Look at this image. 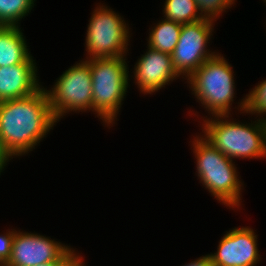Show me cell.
Wrapping results in <instances>:
<instances>
[{"mask_svg": "<svg viewBox=\"0 0 266 266\" xmlns=\"http://www.w3.org/2000/svg\"><path fill=\"white\" fill-rule=\"evenodd\" d=\"M56 123L43 86L29 96L0 102V140L12 159L33 151Z\"/></svg>", "mask_w": 266, "mask_h": 266, "instance_id": "cell-1", "label": "cell"}, {"mask_svg": "<svg viewBox=\"0 0 266 266\" xmlns=\"http://www.w3.org/2000/svg\"><path fill=\"white\" fill-rule=\"evenodd\" d=\"M230 117L202 116V136L229 159L266 158V119L243 124Z\"/></svg>", "mask_w": 266, "mask_h": 266, "instance_id": "cell-2", "label": "cell"}, {"mask_svg": "<svg viewBox=\"0 0 266 266\" xmlns=\"http://www.w3.org/2000/svg\"><path fill=\"white\" fill-rule=\"evenodd\" d=\"M192 140L200 183L219 203L232 210L236 207L239 209L244 182L238 177L235 162L222 154L202 134L196 135Z\"/></svg>", "mask_w": 266, "mask_h": 266, "instance_id": "cell-3", "label": "cell"}, {"mask_svg": "<svg viewBox=\"0 0 266 266\" xmlns=\"http://www.w3.org/2000/svg\"><path fill=\"white\" fill-rule=\"evenodd\" d=\"M86 60L92 77L93 113L109 128L117 121L129 87L126 56Z\"/></svg>", "mask_w": 266, "mask_h": 266, "instance_id": "cell-4", "label": "cell"}, {"mask_svg": "<svg viewBox=\"0 0 266 266\" xmlns=\"http://www.w3.org/2000/svg\"><path fill=\"white\" fill-rule=\"evenodd\" d=\"M232 65L217 53L207 59L186 81L191 93L211 116L231 115L236 95ZM231 111V112H230Z\"/></svg>", "mask_w": 266, "mask_h": 266, "instance_id": "cell-5", "label": "cell"}, {"mask_svg": "<svg viewBox=\"0 0 266 266\" xmlns=\"http://www.w3.org/2000/svg\"><path fill=\"white\" fill-rule=\"evenodd\" d=\"M91 15L85 38L86 59L126 56L131 34L123 16L103 4L96 5Z\"/></svg>", "mask_w": 266, "mask_h": 266, "instance_id": "cell-6", "label": "cell"}, {"mask_svg": "<svg viewBox=\"0 0 266 266\" xmlns=\"http://www.w3.org/2000/svg\"><path fill=\"white\" fill-rule=\"evenodd\" d=\"M57 122L69 112H93L92 77L86 59L65 70L51 89H45Z\"/></svg>", "mask_w": 266, "mask_h": 266, "instance_id": "cell-7", "label": "cell"}, {"mask_svg": "<svg viewBox=\"0 0 266 266\" xmlns=\"http://www.w3.org/2000/svg\"><path fill=\"white\" fill-rule=\"evenodd\" d=\"M82 260L83 257L70 245L38 233L14 229L11 254L3 266H36L55 261Z\"/></svg>", "mask_w": 266, "mask_h": 266, "instance_id": "cell-8", "label": "cell"}, {"mask_svg": "<svg viewBox=\"0 0 266 266\" xmlns=\"http://www.w3.org/2000/svg\"><path fill=\"white\" fill-rule=\"evenodd\" d=\"M215 21L202 19L182 25L180 37L172 56L177 74L187 80L207 59L218 52L207 49L213 36Z\"/></svg>", "mask_w": 266, "mask_h": 266, "instance_id": "cell-9", "label": "cell"}, {"mask_svg": "<svg viewBox=\"0 0 266 266\" xmlns=\"http://www.w3.org/2000/svg\"><path fill=\"white\" fill-rule=\"evenodd\" d=\"M216 253H211L213 266H255L261 261L257 237L250 227H235L226 231Z\"/></svg>", "mask_w": 266, "mask_h": 266, "instance_id": "cell-10", "label": "cell"}, {"mask_svg": "<svg viewBox=\"0 0 266 266\" xmlns=\"http://www.w3.org/2000/svg\"><path fill=\"white\" fill-rule=\"evenodd\" d=\"M147 48L138 58L132 77L138 90L144 95L156 93L174 79L180 78L172 65L171 54Z\"/></svg>", "mask_w": 266, "mask_h": 266, "instance_id": "cell-11", "label": "cell"}, {"mask_svg": "<svg viewBox=\"0 0 266 266\" xmlns=\"http://www.w3.org/2000/svg\"><path fill=\"white\" fill-rule=\"evenodd\" d=\"M36 62L0 67V102L29 96L42 86Z\"/></svg>", "mask_w": 266, "mask_h": 266, "instance_id": "cell-12", "label": "cell"}, {"mask_svg": "<svg viewBox=\"0 0 266 266\" xmlns=\"http://www.w3.org/2000/svg\"><path fill=\"white\" fill-rule=\"evenodd\" d=\"M20 26L0 25V67L35 62Z\"/></svg>", "mask_w": 266, "mask_h": 266, "instance_id": "cell-13", "label": "cell"}, {"mask_svg": "<svg viewBox=\"0 0 266 266\" xmlns=\"http://www.w3.org/2000/svg\"><path fill=\"white\" fill-rule=\"evenodd\" d=\"M181 28V24L163 18L151 30L149 29L147 46L160 52L172 54L178 43Z\"/></svg>", "mask_w": 266, "mask_h": 266, "instance_id": "cell-14", "label": "cell"}, {"mask_svg": "<svg viewBox=\"0 0 266 266\" xmlns=\"http://www.w3.org/2000/svg\"><path fill=\"white\" fill-rule=\"evenodd\" d=\"M162 11L164 19L181 25L204 19L198 12L195 0H165Z\"/></svg>", "mask_w": 266, "mask_h": 266, "instance_id": "cell-15", "label": "cell"}, {"mask_svg": "<svg viewBox=\"0 0 266 266\" xmlns=\"http://www.w3.org/2000/svg\"><path fill=\"white\" fill-rule=\"evenodd\" d=\"M36 0H0V25L20 26V21L30 14Z\"/></svg>", "mask_w": 266, "mask_h": 266, "instance_id": "cell-16", "label": "cell"}, {"mask_svg": "<svg viewBox=\"0 0 266 266\" xmlns=\"http://www.w3.org/2000/svg\"><path fill=\"white\" fill-rule=\"evenodd\" d=\"M240 104V105H239ZM240 113L245 115H256L255 119L260 116L262 119H266V79L260 81L245 98L238 102V108ZM242 111V112H241ZM265 114V115H264Z\"/></svg>", "mask_w": 266, "mask_h": 266, "instance_id": "cell-17", "label": "cell"}, {"mask_svg": "<svg viewBox=\"0 0 266 266\" xmlns=\"http://www.w3.org/2000/svg\"><path fill=\"white\" fill-rule=\"evenodd\" d=\"M198 12L205 19L217 21L226 9H230L237 0H195Z\"/></svg>", "mask_w": 266, "mask_h": 266, "instance_id": "cell-18", "label": "cell"}, {"mask_svg": "<svg viewBox=\"0 0 266 266\" xmlns=\"http://www.w3.org/2000/svg\"><path fill=\"white\" fill-rule=\"evenodd\" d=\"M14 229L6 230L0 234V266H3L9 259L12 249Z\"/></svg>", "mask_w": 266, "mask_h": 266, "instance_id": "cell-19", "label": "cell"}, {"mask_svg": "<svg viewBox=\"0 0 266 266\" xmlns=\"http://www.w3.org/2000/svg\"><path fill=\"white\" fill-rule=\"evenodd\" d=\"M182 266H213L210 255H203L193 261H191L188 264L182 265Z\"/></svg>", "mask_w": 266, "mask_h": 266, "instance_id": "cell-20", "label": "cell"}, {"mask_svg": "<svg viewBox=\"0 0 266 266\" xmlns=\"http://www.w3.org/2000/svg\"><path fill=\"white\" fill-rule=\"evenodd\" d=\"M12 158L6 153L0 140V175L5 170L7 163Z\"/></svg>", "mask_w": 266, "mask_h": 266, "instance_id": "cell-21", "label": "cell"}, {"mask_svg": "<svg viewBox=\"0 0 266 266\" xmlns=\"http://www.w3.org/2000/svg\"><path fill=\"white\" fill-rule=\"evenodd\" d=\"M81 261H55L36 266H77Z\"/></svg>", "mask_w": 266, "mask_h": 266, "instance_id": "cell-22", "label": "cell"}, {"mask_svg": "<svg viewBox=\"0 0 266 266\" xmlns=\"http://www.w3.org/2000/svg\"><path fill=\"white\" fill-rule=\"evenodd\" d=\"M83 261L84 260H82L77 266H86V265H84L85 263Z\"/></svg>", "mask_w": 266, "mask_h": 266, "instance_id": "cell-23", "label": "cell"}]
</instances>
